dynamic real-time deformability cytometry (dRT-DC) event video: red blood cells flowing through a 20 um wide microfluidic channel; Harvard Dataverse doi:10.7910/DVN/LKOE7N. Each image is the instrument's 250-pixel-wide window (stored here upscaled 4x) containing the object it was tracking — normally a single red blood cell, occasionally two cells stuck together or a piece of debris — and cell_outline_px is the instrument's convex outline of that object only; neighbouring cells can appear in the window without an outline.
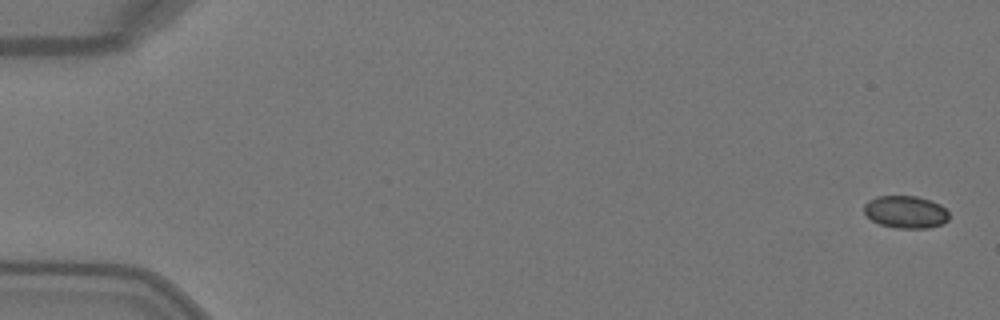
{"species": "Egyptian fruit bat (a non-hibernating species)", "species_latin": "Rousettus aegyptiacus", "temperature_condition": "warm", "stored_images_in_passage": 5, "camera_frame_rate_fps": 3000, "um_per_image_px": 0.085, "animal": {"sex": "female"}, "frame": {"image": 1, "passage_image": 1, "time_ms": 0.0, "image_size_px": [1000, 320], "cell_outline_px": [[948, 220], [940, 224], [928, 228], [896, 228], [880, 224], [872, 220], [864, 212], [864, 204], [868, 200], [876, 196], [916, 196], [940, 204], [948, 212]], "centroid_in_image_um": [76.96, 18.01], "position_along_channel_um": 8.0, "area_um2": 15.95}}
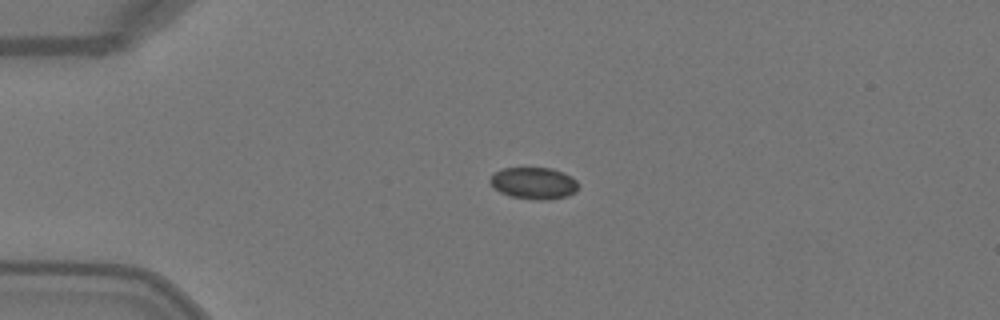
{"frame": {"image": 2, "passage_image": 4, "time_ms": 1.0, "image_size_px": [1000, 320], "cell_outline_px": [[576, 192], [564, 196], [548, 200], [536, 200], [512, 196], [500, 192], [488, 180], [496, 172], [504, 168], [552, 168], [564, 172], [576, 180]], "centroid_in_image_um": [45.38, 15.56], "position_along_channel_um": 39.6, "area_um2": 16.07}}